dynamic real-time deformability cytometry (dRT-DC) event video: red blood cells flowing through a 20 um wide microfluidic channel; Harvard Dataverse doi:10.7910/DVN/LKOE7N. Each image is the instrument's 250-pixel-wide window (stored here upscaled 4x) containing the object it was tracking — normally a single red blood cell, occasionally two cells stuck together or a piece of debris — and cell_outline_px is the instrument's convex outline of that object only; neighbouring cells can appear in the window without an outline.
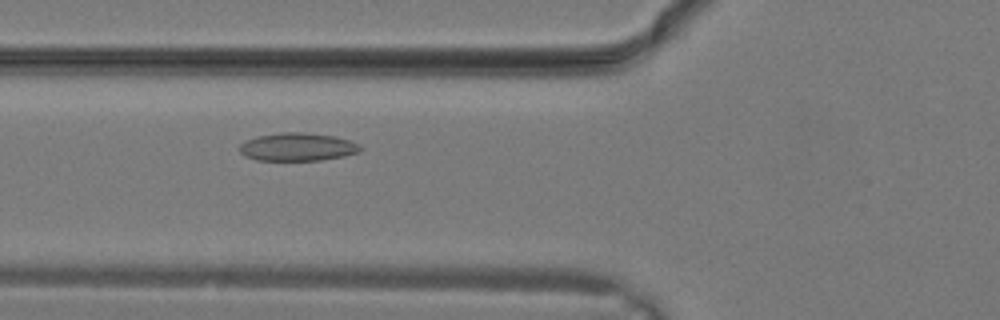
{"species": "common noctule bat (a hibernating species)", "species_latin": "Nyctalus noctula", "temperature_condition": "warm", "stored_images_in_passage": 21, "camera_frame_rate_fps": 3000, "um_per_image_px": 0.085, "animal": {"sex": "male", "body_mass_g": 19.2, "forearm_length_mm": 51.8}, "frame": {"image": 1, "passage_image": 12, "time_ms": 3.667, "image_size_px": [1000, 320], "cell_outline_px": [[364, 148], [356, 152], [344, 156], [320, 160], [256, 160], [244, 156], [240, 152], [240, 144], [244, 140], [256, 136], [280, 132], [304, 132], [336, 136], [360, 144]], "centroid_in_image_um": [25.27, 12.48], "position_along_channel_um": 100.5, "area_um2": 19.88}}
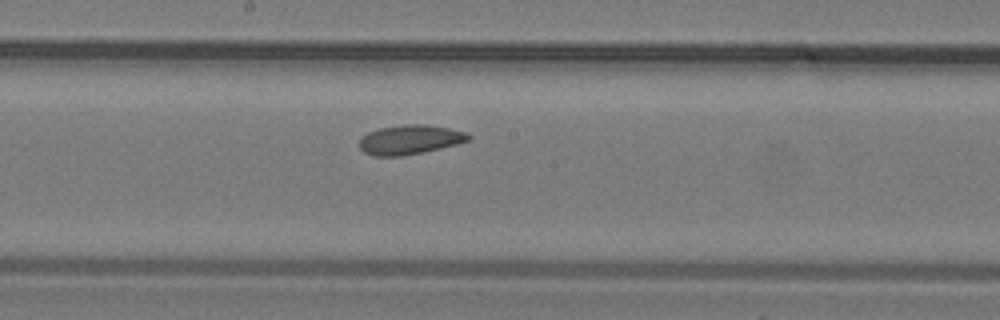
{"frame": {"image": 2, "passage_image": 17, "time_ms": 5.333, "image_size_px": [1000, 320], "cell_outline_px": [[472, 136], [468, 140], [456, 144], [440, 148], [400, 156], [372, 156], [364, 152], [360, 148], [360, 136], [368, 132], [380, 128], [404, 124], [424, 124], [448, 128], [464, 132]], "centroid_in_image_um": [34.79, 11.86], "position_along_channel_um": 213.4, "area_um2": 18.5}}
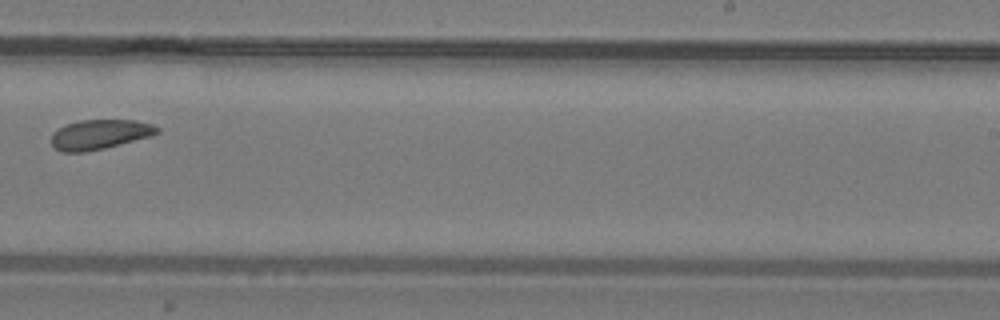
{"frame": {"image": 3, "passage_image": 20, "time_ms": 6.333, "image_size_px": [1000, 320], "cell_outline_px": [[160, 132], [152, 136], [104, 148], [84, 152], [64, 152], [56, 148], [52, 144], [52, 132], [56, 128], [64, 124], [80, 120], [136, 120], [152, 124], [160, 128]], "centroid_in_image_um": [8.48, 11.41], "position_along_channel_um": 280.5, "area_um2": 18.44}}